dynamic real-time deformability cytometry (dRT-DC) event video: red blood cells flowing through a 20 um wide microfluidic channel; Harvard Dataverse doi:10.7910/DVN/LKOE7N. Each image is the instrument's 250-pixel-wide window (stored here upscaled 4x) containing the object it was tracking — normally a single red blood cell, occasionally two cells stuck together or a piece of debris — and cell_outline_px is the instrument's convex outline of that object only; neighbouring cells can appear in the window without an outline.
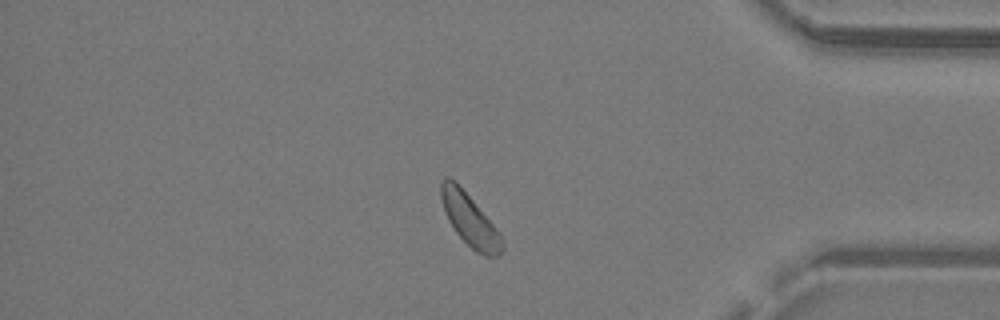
{"species": "common noctule bat (a hibernating species)", "species_latin": "Nyctalus noctula", "temperature_condition": "warm", "stored_images_in_passage": 28, "camera_frame_rate_fps": 3000, "um_per_image_px": 0.085, "animal": {"sex": "male", "body_mass_g": 19.2, "forearm_length_mm": 51.8}, "frame": {"image": 1, "passage_image": 23, "time_ms": 7.333, "image_size_px": [1000, 320], "cell_outline_px": [[504, 248], [496, 256], [484, 256], [476, 252], [456, 232], [448, 220], [444, 212], [440, 200], [440, 184], [448, 176], [456, 180], [500, 232], [504, 244]], "centroid_in_image_um": [39.92, 18.66], "position_along_channel_um": 395.3, "area_um2": 18.61}}